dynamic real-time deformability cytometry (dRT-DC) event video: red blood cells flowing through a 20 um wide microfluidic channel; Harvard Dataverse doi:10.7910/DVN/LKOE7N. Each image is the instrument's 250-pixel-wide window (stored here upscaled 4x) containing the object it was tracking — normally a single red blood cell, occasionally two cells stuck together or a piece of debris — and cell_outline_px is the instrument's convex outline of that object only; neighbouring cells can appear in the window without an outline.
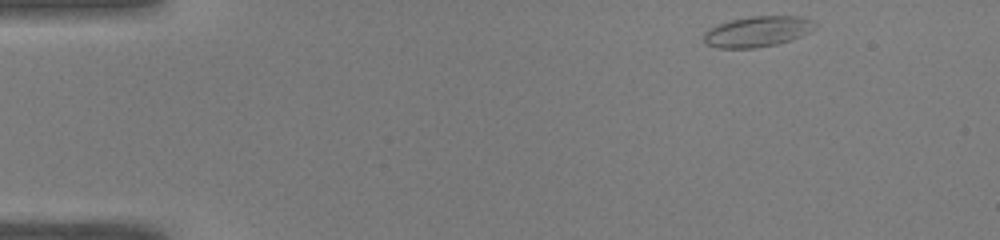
{"species": "common noctule bat (a hibernating species)", "species_latin": "Nyctalus noctula", "temperature_condition": "warm", "stored_images_in_passage": 46, "segment_of_instrument_passage": [1, 2], "camera_frame_rate_fps": 3000, "um_per_image_px": 0.085, "animal": {"sex": "male", "body_mass_g": 19.0, "forearm_length_mm": 50.8}, "frame": {"image": 1, "passage_image": 1, "time_ms": 0.0, "image_size_px": [1000, 240], "cell_outline_px": [[816, 28], [792, 40], [776, 44], [756, 48], [716, 48], [704, 44], [704, 32], [708, 28], [732, 20], [752, 16], [800, 16], [812, 20], [816, 24]], "centroid_in_image_um": [64.37, 2.69], "position_along_channel_um": 20.6, "area_um2": 19.88}}
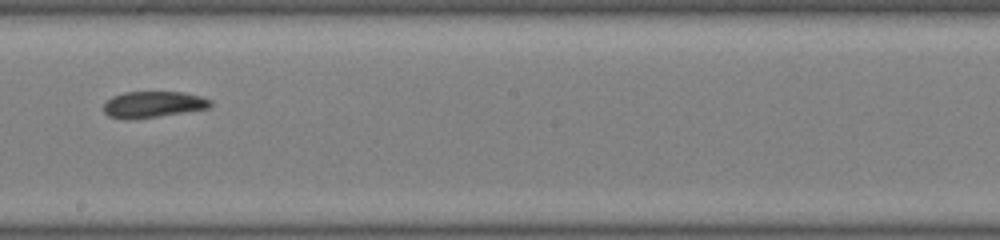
{"frame": {"image": 2, "passage_image": 24, "time_ms": 7.667, "image_size_px": [1000, 240], "cell_outline_px": [[212, 104], [208, 108], [156, 116], [128, 120], [124, 120], [108, 116], [104, 112], [104, 104], [112, 96], [124, 92], [184, 92], [200, 96], [212, 100]], "centroid_in_image_um": [12.98, 8.87], "position_along_channel_um": 235.2, "area_um2": 16.24}}
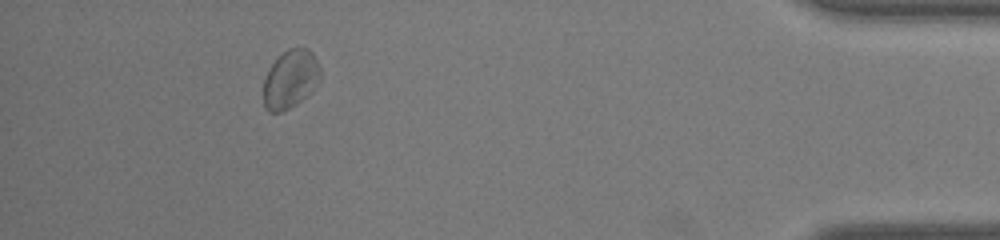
{"frame": {"image": 3, "passage_image": 41, "time_ms": 13.333, "image_size_px": [1000, 240], "cell_outline_px": [[320, 80], [296, 104], [284, 112], [268, 112], [264, 108], [264, 80], [268, 68], [288, 48], [308, 48], [312, 52], [320, 68]], "centroid_in_image_um": [24.66, 6.74], "position_along_channel_um": 410.5, "area_um2": 19.07}}